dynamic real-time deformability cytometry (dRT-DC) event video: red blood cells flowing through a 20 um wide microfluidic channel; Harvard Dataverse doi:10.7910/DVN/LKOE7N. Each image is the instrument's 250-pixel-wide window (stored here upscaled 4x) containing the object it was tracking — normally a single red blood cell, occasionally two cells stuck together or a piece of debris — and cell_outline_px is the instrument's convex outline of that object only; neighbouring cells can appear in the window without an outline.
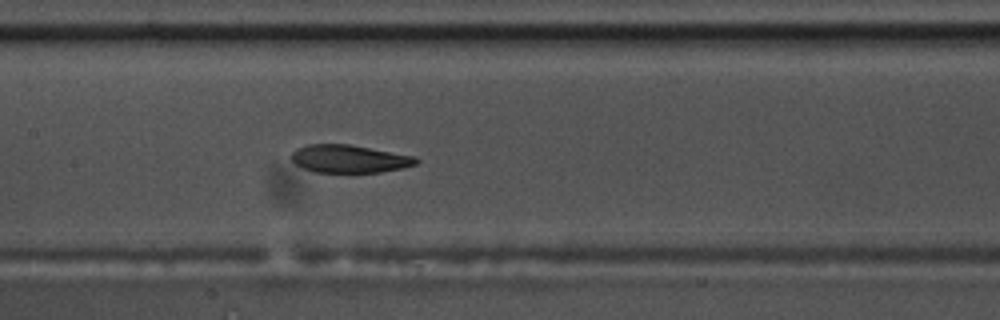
{"species": "common noctule bat (a hibernating species)", "species_latin": "Nyctalus noctula", "temperature_condition": "warm", "stored_images_in_passage": 47, "camera_frame_rate_fps": 3000, "um_per_image_px": 0.085, "animal": {"sex": "male", "body_mass_g": 17.5, "forearm_length_mm": 52.3}, "frame": {"image": 1, "passage_image": 18, "time_ms": 5.667, "image_size_px": [1000, 320], "cell_outline_px": [[420, 160], [416, 164], [404, 168], [380, 172], [312, 172], [296, 164], [292, 160], [292, 152], [296, 148], [308, 144], [348, 144], [412, 156]], "centroid_in_image_um": [29.66, 13.5], "position_along_channel_um": 177.7, "area_um2": 20.06}}
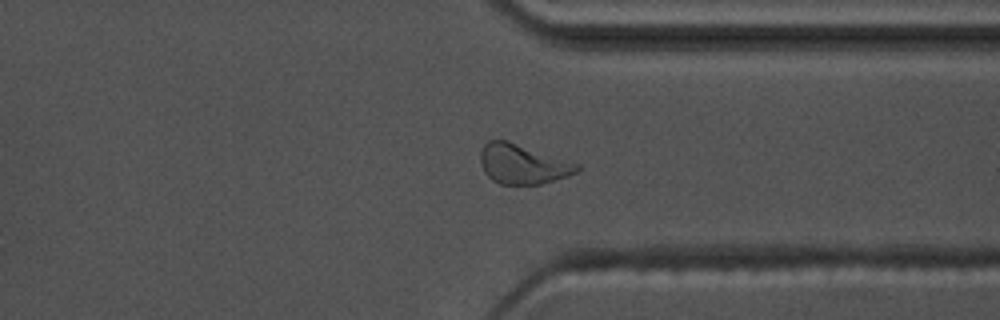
{"frame": {"image": 2, "passage_image": 34, "time_ms": 11.0, "image_size_px": [1000, 320], "cell_outline_px": [[580, 168], [576, 172], [540, 184], [500, 184], [492, 180], [484, 172], [480, 164], [480, 152], [484, 144], [488, 140], [508, 140], [580, 164]], "centroid_in_image_um": [44.38, 13.93], "position_along_channel_um": 367.0, "area_um2": 22.25}}
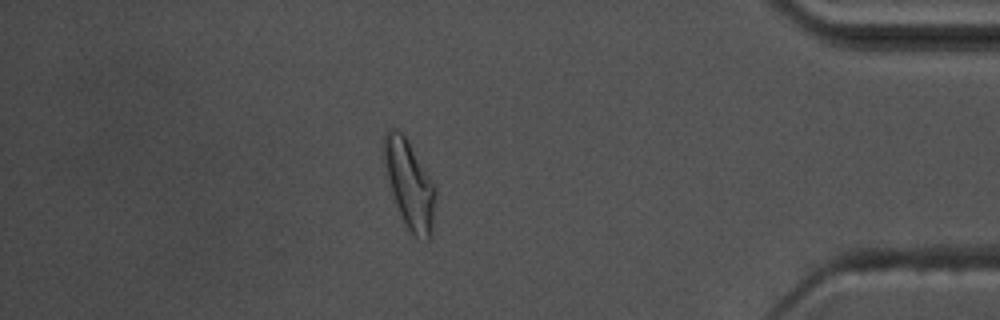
{"frame": {"image": 3, "passage_image": 40, "time_ms": 13.0, "image_size_px": [1000, 320], "cell_outline_px": [[436, 196], [432, 236], [428, 240], [416, 236], [408, 228], [396, 204], [388, 180], [384, 164], [384, 136], [388, 128], [396, 128], [408, 140], [436, 184]], "centroid_in_image_um": [34.85, 15.64], "position_along_channel_um": 400.4, "area_um2": 26.36}, "authors_computed_cell_mechanics": {"area_um2": 21.964, "velocity_mm_per_s": 3.556, "shape_relaxation_time_tau1_ms": 9.808, "shape_relaxation_time_tau2_ms": 2.4355, "deformation_change_tau1": 0.253, "deformation_change_tau2": 0.0996}}